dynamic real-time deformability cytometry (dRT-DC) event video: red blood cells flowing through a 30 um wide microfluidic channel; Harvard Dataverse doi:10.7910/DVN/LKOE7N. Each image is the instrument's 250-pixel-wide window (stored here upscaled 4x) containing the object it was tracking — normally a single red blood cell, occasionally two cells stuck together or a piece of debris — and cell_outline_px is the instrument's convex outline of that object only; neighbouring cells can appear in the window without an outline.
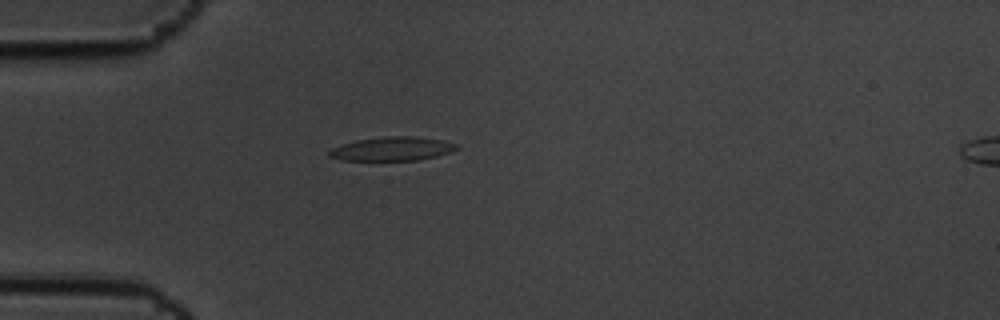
{"species": "common noctule bat (a hibernating species)", "species_latin": "Nyctalus noctula", "temperature_condition": "cold", "stored_images_in_passage": 4, "segment_of_instrument_passage": [1, 2], "camera_frame_rate_fps": 3000, "um_per_image_px": 0.085, "animal": {"sex": "male", "body_mass_g": 19.5, "forearm_length_mm": 54.6}, "frame": {"image": 1, "passage_image": 3, "time_ms": 0.667, "image_size_px": [1000, 320], "cell_outline_px": [[460, 148], [436, 156], [420, 160], [340, 160], [328, 156], [328, 152], [332, 148], [356, 140], [388, 136], [416, 136], [440, 140], [460, 144]], "centroid_in_image_um": [33.36, 12.65], "position_along_channel_um": 51.6, "area_um2": 17.63}}